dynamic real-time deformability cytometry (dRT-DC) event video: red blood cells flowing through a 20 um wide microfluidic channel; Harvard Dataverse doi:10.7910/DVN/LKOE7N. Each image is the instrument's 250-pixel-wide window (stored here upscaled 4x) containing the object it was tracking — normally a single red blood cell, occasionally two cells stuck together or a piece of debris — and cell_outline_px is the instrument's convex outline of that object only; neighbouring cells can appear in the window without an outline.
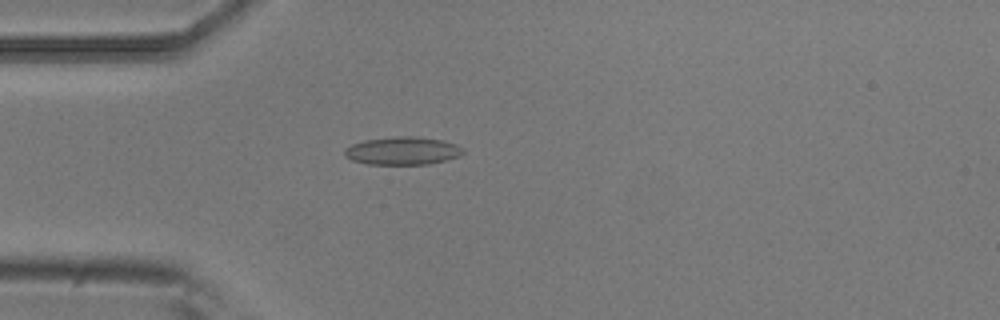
{"species": "common noctule bat (a hibernating species)", "species_latin": "Nyctalus noctula", "temperature_condition": "room temperature", "stored_images_in_passage": 4, "camera_frame_rate_fps": 3000, "um_per_image_px": 0.085, "animal": {"sex": "male", "body_mass_g": 20.5, "forearm_length_mm": 52.5}, "frame": {"image": 1, "passage_image": 4, "time_ms": 1.0, "image_size_px": [1000, 320], "cell_outline_px": [[464, 152], [460, 156], [428, 164], [368, 164], [352, 160], [344, 156], [344, 148], [352, 144], [364, 140], [396, 136], [416, 136], [444, 140], [456, 144], [464, 148]], "centroid_in_image_um": [34.22, 12.81], "position_along_channel_um": 50.8, "area_um2": 19.42}}